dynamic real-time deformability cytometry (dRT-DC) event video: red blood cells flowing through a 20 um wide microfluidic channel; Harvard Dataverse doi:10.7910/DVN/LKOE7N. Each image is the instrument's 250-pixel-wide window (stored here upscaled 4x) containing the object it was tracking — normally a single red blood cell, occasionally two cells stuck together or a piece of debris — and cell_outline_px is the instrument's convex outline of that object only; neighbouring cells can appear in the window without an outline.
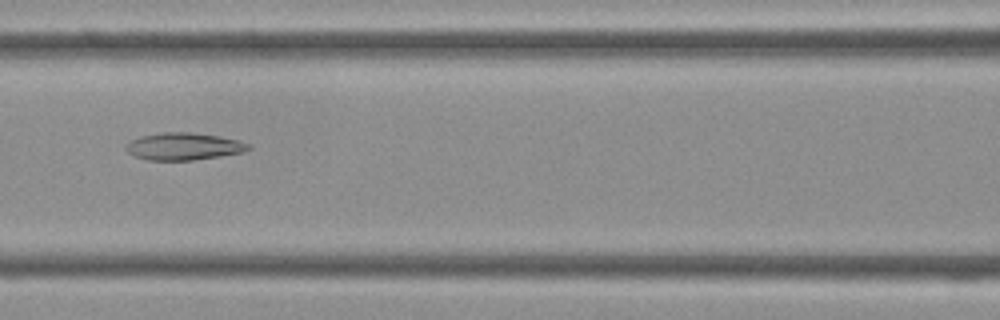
{"species": "Egyptian fruit bat (a non-hibernating species)", "species_latin": "Rousettus aegyptiacus", "temperature_condition": "cold", "stored_images_in_passage": 44, "camera_frame_rate_fps": 3000, "um_per_image_px": 0.085, "frame": {"image": 1, "passage_image": 19, "time_ms": 6.0, "image_size_px": [1000, 320], "cell_outline_px": [[252, 148], [244, 152], [220, 156], [192, 160], [148, 160], [132, 156], [124, 148], [124, 144], [140, 136], [160, 132], [188, 132], [220, 136], [240, 140], [252, 144]], "centroid_in_image_um": [15.62, 12.44], "position_along_channel_um": 151.0, "area_um2": 19.77}}
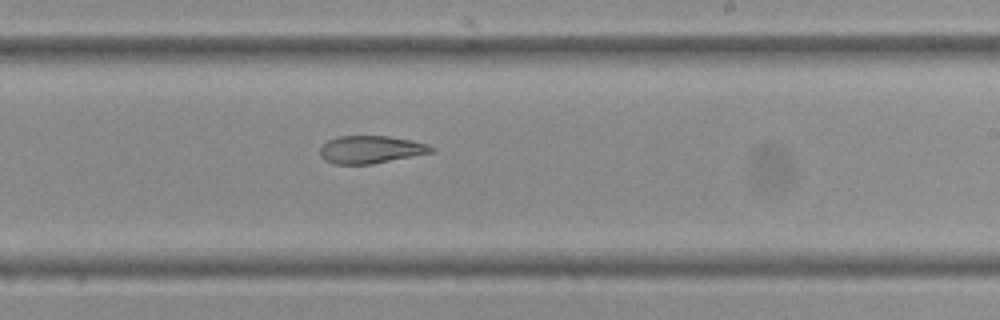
{"frame": {"image": 2, "passage_image": 26, "time_ms": 8.333, "image_size_px": [1000, 320], "cell_outline_px": [[436, 148], [432, 152], [372, 164], [336, 164], [324, 160], [320, 156], [320, 144], [336, 136], [388, 136], [412, 140], [428, 144]], "centroid_in_image_um": [31.48, 12.7], "position_along_channel_um": 257.5, "area_um2": 18.03}}
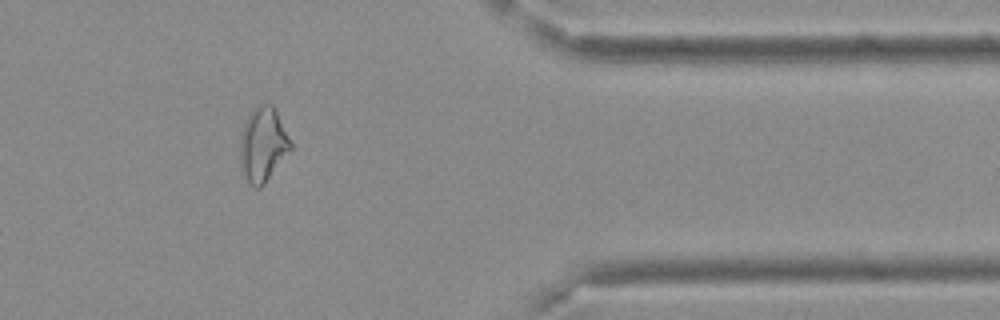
{"frame": {"image": 3, "passage_image": 36, "time_ms": 11.667, "image_size_px": [1000, 320], "cell_outline_px": [[292, 148], [264, 184], [260, 188], [252, 188], [244, 172], [240, 160], [240, 140], [244, 124], [252, 108], [260, 104], [272, 104], [276, 108], [292, 144]], "centroid_in_image_um": [22.36, 12.26], "position_along_channel_um": 389.0, "area_um2": 21.73}}